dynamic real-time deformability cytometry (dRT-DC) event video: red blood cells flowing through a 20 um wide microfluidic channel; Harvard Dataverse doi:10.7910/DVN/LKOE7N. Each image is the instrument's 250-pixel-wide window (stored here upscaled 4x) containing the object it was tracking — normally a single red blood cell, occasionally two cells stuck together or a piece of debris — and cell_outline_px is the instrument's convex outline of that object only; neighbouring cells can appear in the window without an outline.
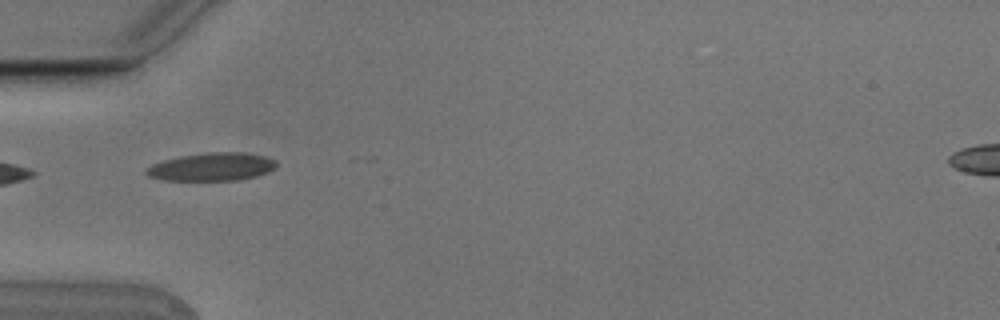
{"species": "Egyptian fruit bat (a non-hibernating species)", "species_latin": "Rousettus aegyptiacus", "temperature_condition": "cold", "stored_images_in_passage": 6, "camera_frame_rate_fps": 3000, "um_per_image_px": 0.085, "animal": {"sex": "male"}, "frame": {"image": 1, "passage_image": 3, "time_ms": 0.667, "image_size_px": [1000, 320], "cell_outline_px": [[276, 168], [268, 172], [256, 176], [236, 180], [164, 180], [148, 176], [144, 172], [144, 168], [152, 164], [164, 160], [180, 156], [208, 152], [240, 152], [264, 156], [276, 160]], "centroid_in_image_um": [17.98, 14.18], "position_along_channel_um": 67.0, "area_um2": 21.27}}
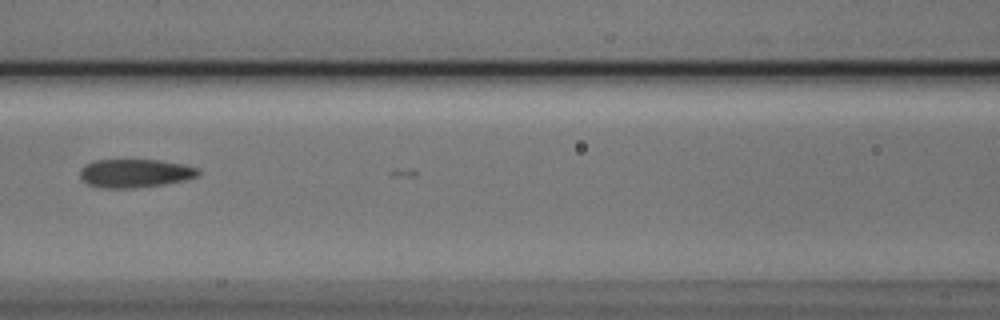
{"frame": {"image": 2, "passage_image": 5, "time_ms": 1.333, "image_size_px": [1000, 320], "cell_outline_px": [[200, 176], [184, 180], [164, 184], [132, 188], [100, 188], [88, 184], [80, 176], [80, 168], [84, 164], [92, 160], [160, 160], [184, 164], [200, 168]], "centroid_in_image_um": [11.49, 14.72], "position_along_channel_um": 155.1, "area_um2": 19.83}}